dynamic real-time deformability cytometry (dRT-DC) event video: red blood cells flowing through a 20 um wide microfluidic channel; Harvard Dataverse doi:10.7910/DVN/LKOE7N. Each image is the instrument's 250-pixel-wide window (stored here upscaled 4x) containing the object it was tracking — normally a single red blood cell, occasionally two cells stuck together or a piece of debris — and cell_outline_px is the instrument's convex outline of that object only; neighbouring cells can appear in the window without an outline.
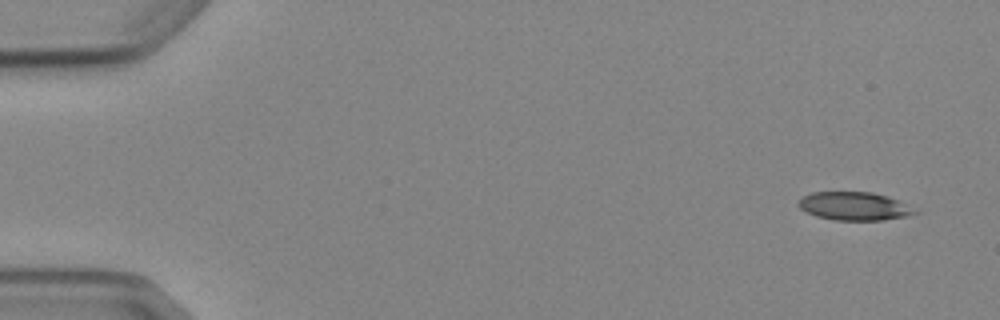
{"species": "Egyptian fruit bat (a non-hibernating species)", "species_latin": "Rousettus aegyptiacus", "temperature_condition": "cold", "stored_images_in_passage": 5, "camera_frame_rate_fps": 3000, "um_per_image_px": 0.085, "animal": {"sex": "female"}, "frame": {"image": 1, "passage_image": 1, "time_ms": 0.0, "image_size_px": [1000, 320], "cell_outline_px": [[924, 212], [908, 216], [884, 220], [836, 220], [816, 216], [800, 208], [796, 204], [804, 196], [812, 192], [872, 192], [888, 196]], "centroid_in_image_um": [72.68, 17.53], "position_along_channel_um": 12.3, "area_um2": 19.31}}
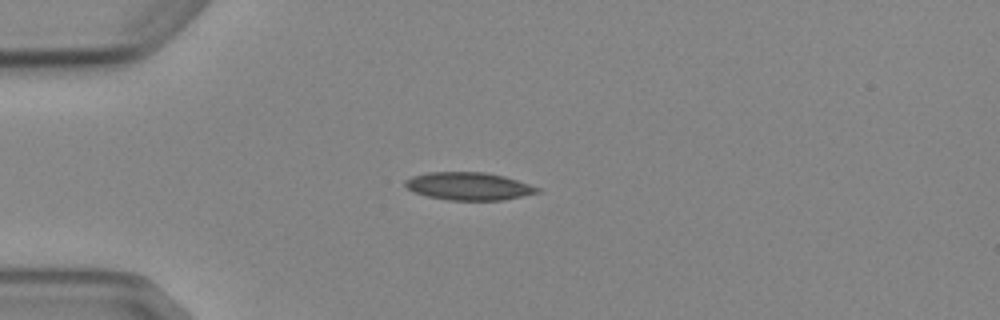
{"frame": {"image": 2, "passage_image": 4, "time_ms": 3.667, "image_size_px": [1000, 320], "cell_outline_px": [[540, 192], [504, 200], [448, 200], [428, 196], [412, 192], [404, 184], [404, 180], [412, 176], [428, 172], [484, 172], [504, 176], [540, 188]], "centroid_in_image_um": [39.81, 15.83], "position_along_channel_um": 45.2, "area_um2": 21.33}}